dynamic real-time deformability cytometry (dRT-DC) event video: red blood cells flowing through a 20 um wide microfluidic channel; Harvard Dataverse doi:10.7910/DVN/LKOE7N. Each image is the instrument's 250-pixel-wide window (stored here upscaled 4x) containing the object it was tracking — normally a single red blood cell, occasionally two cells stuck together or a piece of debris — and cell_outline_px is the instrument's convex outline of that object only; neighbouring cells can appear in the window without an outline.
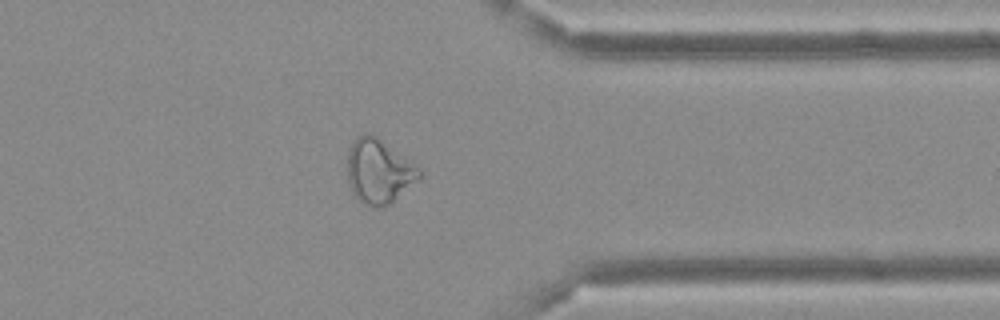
{"species": "Egyptian fruit bat (a non-hibernating species)", "species_latin": "Rousettus aegyptiacus", "temperature_condition": "cold", "stored_images_in_passage": 47, "camera_frame_rate_fps": 3000, "um_per_image_px": 0.085, "frame": {"image": 1, "passage_image": 37, "time_ms": 12.0, "image_size_px": [1000, 320], "cell_outline_px": [[424, 176], [420, 180], [384, 208], [376, 208], [364, 204], [352, 192], [348, 184], [348, 148], [352, 140], [356, 136], [364, 132], [376, 136], [420, 168]], "centroid_in_image_um": [32.21, 14.57], "position_along_channel_um": 379.2, "area_um2": 27.28}}
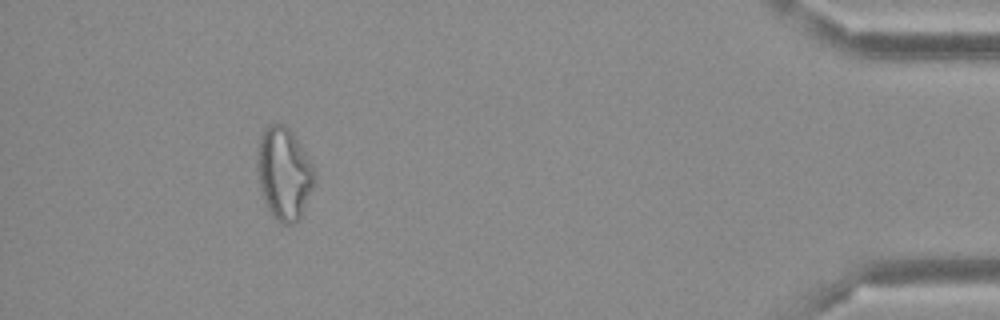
{"frame": {"image": 2, "passage_image": 43, "time_ms": 14.0, "image_size_px": [1000, 320], "cell_outline_px": [[316, 180], [300, 220], [296, 224], [284, 224], [276, 220], [272, 216], [264, 200], [260, 188], [256, 168], [256, 160], [260, 136], [264, 128], [272, 124], [284, 124], [292, 132], [316, 168]], "centroid_in_image_um": [24.16, 14.77], "position_along_channel_um": 411.0, "area_um2": 31.33}}